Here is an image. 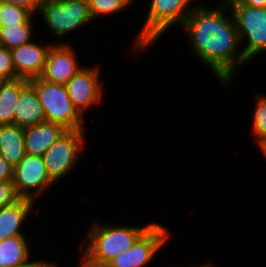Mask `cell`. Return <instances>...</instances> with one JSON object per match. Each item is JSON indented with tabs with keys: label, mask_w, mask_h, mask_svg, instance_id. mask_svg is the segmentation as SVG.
I'll use <instances>...</instances> for the list:
<instances>
[{
	"label": "cell",
	"mask_w": 266,
	"mask_h": 267,
	"mask_svg": "<svg viewBox=\"0 0 266 267\" xmlns=\"http://www.w3.org/2000/svg\"><path fill=\"white\" fill-rule=\"evenodd\" d=\"M86 129L68 130L42 155L47 174L56 183L76 165Z\"/></svg>",
	"instance_id": "7"
},
{
	"label": "cell",
	"mask_w": 266,
	"mask_h": 267,
	"mask_svg": "<svg viewBox=\"0 0 266 267\" xmlns=\"http://www.w3.org/2000/svg\"><path fill=\"white\" fill-rule=\"evenodd\" d=\"M28 79L15 78L0 81V125L14 124V109Z\"/></svg>",
	"instance_id": "17"
},
{
	"label": "cell",
	"mask_w": 266,
	"mask_h": 267,
	"mask_svg": "<svg viewBox=\"0 0 266 267\" xmlns=\"http://www.w3.org/2000/svg\"><path fill=\"white\" fill-rule=\"evenodd\" d=\"M236 0H223L221 5L230 6Z\"/></svg>",
	"instance_id": "30"
},
{
	"label": "cell",
	"mask_w": 266,
	"mask_h": 267,
	"mask_svg": "<svg viewBox=\"0 0 266 267\" xmlns=\"http://www.w3.org/2000/svg\"><path fill=\"white\" fill-rule=\"evenodd\" d=\"M46 121L43 107L39 102L33 86L28 83L21 91L14 109V124L20 127L38 125Z\"/></svg>",
	"instance_id": "15"
},
{
	"label": "cell",
	"mask_w": 266,
	"mask_h": 267,
	"mask_svg": "<svg viewBox=\"0 0 266 267\" xmlns=\"http://www.w3.org/2000/svg\"><path fill=\"white\" fill-rule=\"evenodd\" d=\"M0 154L13 167L24 158L23 127L16 124L0 125Z\"/></svg>",
	"instance_id": "16"
},
{
	"label": "cell",
	"mask_w": 266,
	"mask_h": 267,
	"mask_svg": "<svg viewBox=\"0 0 266 267\" xmlns=\"http://www.w3.org/2000/svg\"><path fill=\"white\" fill-rule=\"evenodd\" d=\"M13 169L14 167L0 154V181L13 180Z\"/></svg>",
	"instance_id": "27"
},
{
	"label": "cell",
	"mask_w": 266,
	"mask_h": 267,
	"mask_svg": "<svg viewBox=\"0 0 266 267\" xmlns=\"http://www.w3.org/2000/svg\"><path fill=\"white\" fill-rule=\"evenodd\" d=\"M52 44L40 45L30 41L11 49L12 63L18 78L33 79L41 76Z\"/></svg>",
	"instance_id": "12"
},
{
	"label": "cell",
	"mask_w": 266,
	"mask_h": 267,
	"mask_svg": "<svg viewBox=\"0 0 266 267\" xmlns=\"http://www.w3.org/2000/svg\"><path fill=\"white\" fill-rule=\"evenodd\" d=\"M34 203L30 199L19 198L13 204L0 209V241L14 236H24L20 228L31 213Z\"/></svg>",
	"instance_id": "14"
},
{
	"label": "cell",
	"mask_w": 266,
	"mask_h": 267,
	"mask_svg": "<svg viewBox=\"0 0 266 267\" xmlns=\"http://www.w3.org/2000/svg\"><path fill=\"white\" fill-rule=\"evenodd\" d=\"M26 239L25 236H14L0 241V267H15L31 259Z\"/></svg>",
	"instance_id": "18"
},
{
	"label": "cell",
	"mask_w": 266,
	"mask_h": 267,
	"mask_svg": "<svg viewBox=\"0 0 266 267\" xmlns=\"http://www.w3.org/2000/svg\"><path fill=\"white\" fill-rule=\"evenodd\" d=\"M13 184L20 198L35 201L55 183L47 174L42 156L25 154L13 169Z\"/></svg>",
	"instance_id": "8"
},
{
	"label": "cell",
	"mask_w": 266,
	"mask_h": 267,
	"mask_svg": "<svg viewBox=\"0 0 266 267\" xmlns=\"http://www.w3.org/2000/svg\"><path fill=\"white\" fill-rule=\"evenodd\" d=\"M97 67H83L66 84L68 95L79 113L85 117V111L97 105L103 99L100 72Z\"/></svg>",
	"instance_id": "10"
},
{
	"label": "cell",
	"mask_w": 266,
	"mask_h": 267,
	"mask_svg": "<svg viewBox=\"0 0 266 267\" xmlns=\"http://www.w3.org/2000/svg\"><path fill=\"white\" fill-rule=\"evenodd\" d=\"M75 52L70 43H57L56 41L48 52L40 78L65 85L83 68L82 65H79Z\"/></svg>",
	"instance_id": "11"
},
{
	"label": "cell",
	"mask_w": 266,
	"mask_h": 267,
	"mask_svg": "<svg viewBox=\"0 0 266 267\" xmlns=\"http://www.w3.org/2000/svg\"><path fill=\"white\" fill-rule=\"evenodd\" d=\"M55 265L54 261H48V260H36V261H26L23 264L17 265L15 267H53Z\"/></svg>",
	"instance_id": "28"
},
{
	"label": "cell",
	"mask_w": 266,
	"mask_h": 267,
	"mask_svg": "<svg viewBox=\"0 0 266 267\" xmlns=\"http://www.w3.org/2000/svg\"><path fill=\"white\" fill-rule=\"evenodd\" d=\"M43 107L46 121L62 124L68 130L85 129V118L74 107L66 86L40 77L29 80Z\"/></svg>",
	"instance_id": "4"
},
{
	"label": "cell",
	"mask_w": 266,
	"mask_h": 267,
	"mask_svg": "<svg viewBox=\"0 0 266 267\" xmlns=\"http://www.w3.org/2000/svg\"><path fill=\"white\" fill-rule=\"evenodd\" d=\"M193 0H151L147 18L133 43V52L146 49L171 26H183L187 16L199 6ZM190 3L192 4L190 6Z\"/></svg>",
	"instance_id": "2"
},
{
	"label": "cell",
	"mask_w": 266,
	"mask_h": 267,
	"mask_svg": "<svg viewBox=\"0 0 266 267\" xmlns=\"http://www.w3.org/2000/svg\"><path fill=\"white\" fill-rule=\"evenodd\" d=\"M231 5H247L254 8H266V0H236Z\"/></svg>",
	"instance_id": "29"
},
{
	"label": "cell",
	"mask_w": 266,
	"mask_h": 267,
	"mask_svg": "<svg viewBox=\"0 0 266 267\" xmlns=\"http://www.w3.org/2000/svg\"><path fill=\"white\" fill-rule=\"evenodd\" d=\"M38 13L56 39L93 20L88 0H44Z\"/></svg>",
	"instance_id": "5"
},
{
	"label": "cell",
	"mask_w": 266,
	"mask_h": 267,
	"mask_svg": "<svg viewBox=\"0 0 266 267\" xmlns=\"http://www.w3.org/2000/svg\"><path fill=\"white\" fill-rule=\"evenodd\" d=\"M31 15L26 8L0 0V26L24 23Z\"/></svg>",
	"instance_id": "22"
},
{
	"label": "cell",
	"mask_w": 266,
	"mask_h": 267,
	"mask_svg": "<svg viewBox=\"0 0 266 267\" xmlns=\"http://www.w3.org/2000/svg\"><path fill=\"white\" fill-rule=\"evenodd\" d=\"M28 9L32 14L38 13L44 0H1Z\"/></svg>",
	"instance_id": "26"
},
{
	"label": "cell",
	"mask_w": 266,
	"mask_h": 267,
	"mask_svg": "<svg viewBox=\"0 0 266 267\" xmlns=\"http://www.w3.org/2000/svg\"><path fill=\"white\" fill-rule=\"evenodd\" d=\"M234 15L240 44L247 40L243 54L250 62L257 54L266 51V8L247 5H230Z\"/></svg>",
	"instance_id": "6"
},
{
	"label": "cell",
	"mask_w": 266,
	"mask_h": 267,
	"mask_svg": "<svg viewBox=\"0 0 266 267\" xmlns=\"http://www.w3.org/2000/svg\"><path fill=\"white\" fill-rule=\"evenodd\" d=\"M135 0H88L91 16L97 19L100 16H107L121 12L132 6ZM131 4V5H130Z\"/></svg>",
	"instance_id": "21"
},
{
	"label": "cell",
	"mask_w": 266,
	"mask_h": 267,
	"mask_svg": "<svg viewBox=\"0 0 266 267\" xmlns=\"http://www.w3.org/2000/svg\"><path fill=\"white\" fill-rule=\"evenodd\" d=\"M18 78L12 63L11 51L0 45V81Z\"/></svg>",
	"instance_id": "23"
},
{
	"label": "cell",
	"mask_w": 266,
	"mask_h": 267,
	"mask_svg": "<svg viewBox=\"0 0 266 267\" xmlns=\"http://www.w3.org/2000/svg\"><path fill=\"white\" fill-rule=\"evenodd\" d=\"M100 224H92L82 247L92 257L110 262L128 250L153 223L144 227Z\"/></svg>",
	"instance_id": "3"
},
{
	"label": "cell",
	"mask_w": 266,
	"mask_h": 267,
	"mask_svg": "<svg viewBox=\"0 0 266 267\" xmlns=\"http://www.w3.org/2000/svg\"><path fill=\"white\" fill-rule=\"evenodd\" d=\"M68 131L62 124L44 121L24 128L25 153L42 156L64 133Z\"/></svg>",
	"instance_id": "13"
},
{
	"label": "cell",
	"mask_w": 266,
	"mask_h": 267,
	"mask_svg": "<svg viewBox=\"0 0 266 267\" xmlns=\"http://www.w3.org/2000/svg\"><path fill=\"white\" fill-rule=\"evenodd\" d=\"M227 11L231 12V9L226 5L212 9L199 5L181 27L187 30L196 57L210 67L223 85H229L238 65L249 62L242 50L237 51L241 45L237 26L233 13L227 17Z\"/></svg>",
	"instance_id": "1"
},
{
	"label": "cell",
	"mask_w": 266,
	"mask_h": 267,
	"mask_svg": "<svg viewBox=\"0 0 266 267\" xmlns=\"http://www.w3.org/2000/svg\"><path fill=\"white\" fill-rule=\"evenodd\" d=\"M259 95L252 117L251 131L256 138L258 146L266 142V96Z\"/></svg>",
	"instance_id": "20"
},
{
	"label": "cell",
	"mask_w": 266,
	"mask_h": 267,
	"mask_svg": "<svg viewBox=\"0 0 266 267\" xmlns=\"http://www.w3.org/2000/svg\"><path fill=\"white\" fill-rule=\"evenodd\" d=\"M19 198L15 191L13 180L0 181V209L13 204Z\"/></svg>",
	"instance_id": "24"
},
{
	"label": "cell",
	"mask_w": 266,
	"mask_h": 267,
	"mask_svg": "<svg viewBox=\"0 0 266 267\" xmlns=\"http://www.w3.org/2000/svg\"><path fill=\"white\" fill-rule=\"evenodd\" d=\"M195 267V266H194ZM197 267V266H196ZM200 267V266H199ZM201 267H216L215 265L213 266L212 263H206L201 265Z\"/></svg>",
	"instance_id": "32"
},
{
	"label": "cell",
	"mask_w": 266,
	"mask_h": 267,
	"mask_svg": "<svg viewBox=\"0 0 266 267\" xmlns=\"http://www.w3.org/2000/svg\"><path fill=\"white\" fill-rule=\"evenodd\" d=\"M32 16L36 15L32 14L24 23L0 26V45L11 50L30 42L34 33Z\"/></svg>",
	"instance_id": "19"
},
{
	"label": "cell",
	"mask_w": 266,
	"mask_h": 267,
	"mask_svg": "<svg viewBox=\"0 0 266 267\" xmlns=\"http://www.w3.org/2000/svg\"><path fill=\"white\" fill-rule=\"evenodd\" d=\"M170 233L161 224L153 223L126 251L120 253L110 262L112 267H143L155 257Z\"/></svg>",
	"instance_id": "9"
},
{
	"label": "cell",
	"mask_w": 266,
	"mask_h": 267,
	"mask_svg": "<svg viewBox=\"0 0 266 267\" xmlns=\"http://www.w3.org/2000/svg\"><path fill=\"white\" fill-rule=\"evenodd\" d=\"M80 250L83 254L80 259V267H112L111 262L92 257L82 246L80 247Z\"/></svg>",
	"instance_id": "25"
},
{
	"label": "cell",
	"mask_w": 266,
	"mask_h": 267,
	"mask_svg": "<svg viewBox=\"0 0 266 267\" xmlns=\"http://www.w3.org/2000/svg\"><path fill=\"white\" fill-rule=\"evenodd\" d=\"M261 149V152L263 153V155L265 156L266 158V142L259 147Z\"/></svg>",
	"instance_id": "31"
}]
</instances>
